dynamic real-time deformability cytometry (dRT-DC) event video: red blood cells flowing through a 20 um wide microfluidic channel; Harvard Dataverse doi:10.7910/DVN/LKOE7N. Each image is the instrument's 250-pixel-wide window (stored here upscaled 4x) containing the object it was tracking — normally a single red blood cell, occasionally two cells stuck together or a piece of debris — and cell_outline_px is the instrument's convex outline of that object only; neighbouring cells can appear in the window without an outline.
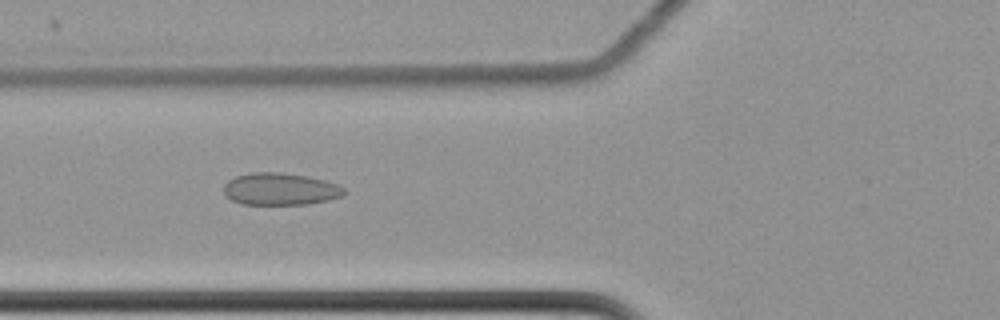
{"species": "common noctule bat (a hibernating species)", "species_latin": "Nyctalus noctula", "temperature_condition": "cold", "stored_images_in_passage": 61, "camera_frame_rate_fps": 3000, "um_per_image_px": 0.085, "animal": {"sex": "female", "body_mass_g": 22.7, "forearm_length_mm": 54.2}, "frame": {"image": 1, "passage_image": 25, "time_ms": 8.0, "image_size_px": [1000, 320], "cell_outline_px": [[348, 192], [344, 196], [328, 200], [308, 204], [240, 204], [232, 200], [224, 192], [224, 184], [228, 180], [236, 176], [252, 172], [280, 172], [304, 176], [324, 180], [336, 184], [344, 188]], "centroid_in_image_um": [23.84, 16.07], "position_along_channel_um": 102.0, "area_um2": 22.54}}
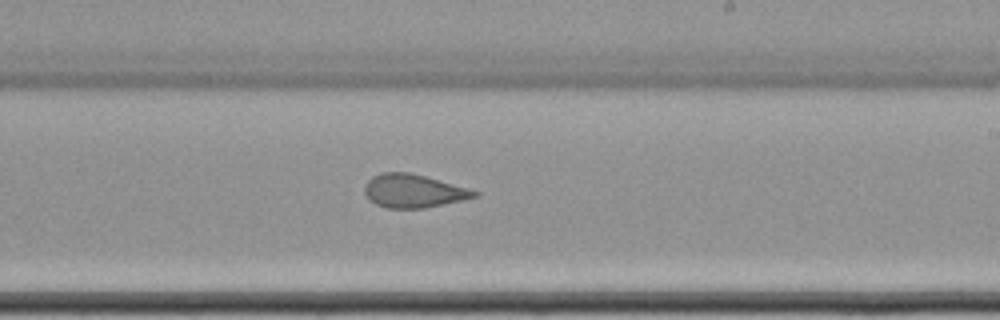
{"frame": {"image": 2, "passage_image": 38, "time_ms": 12.333, "image_size_px": [1000, 320], "cell_outline_px": [[480, 192], [476, 196], [460, 200], [424, 208], [388, 208], [376, 204], [368, 200], [364, 192], [364, 188], [368, 180], [372, 176], [384, 172], [408, 172], [424, 176], [468, 188]], "centroid_in_image_um": [35.09, 16.23], "position_along_channel_um": 253.9, "area_um2": 21.04}}
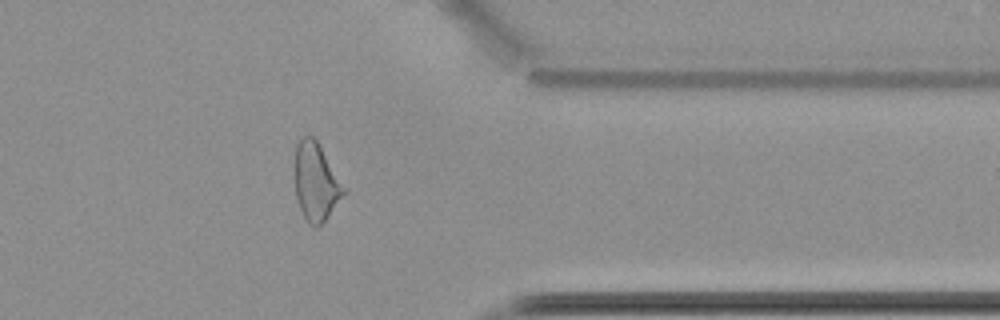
{"frame": {"image": 3, "passage_image": 50, "time_ms": 16.333, "image_size_px": [1000, 320], "cell_outline_px": [[348, 192], [328, 216], [316, 228], [312, 228], [308, 224], [300, 208], [296, 196], [292, 168], [296, 144], [300, 136], [312, 136], [316, 140], [348, 188]], "centroid_in_image_um": [26.85, 15.44], "position_along_channel_um": 384.6, "area_um2": 23.18}, "authors_computed_cell_mechanics": {"area_um2": 24.2182, "velocity_mm_per_s": 3.4988, "shape_relaxation_time_tau1_ms": null, "shape_relaxation_time_tau2_ms": 2.0654, "deformation_change_tau1": null, "deformation_change_tau2": 0.0775}}